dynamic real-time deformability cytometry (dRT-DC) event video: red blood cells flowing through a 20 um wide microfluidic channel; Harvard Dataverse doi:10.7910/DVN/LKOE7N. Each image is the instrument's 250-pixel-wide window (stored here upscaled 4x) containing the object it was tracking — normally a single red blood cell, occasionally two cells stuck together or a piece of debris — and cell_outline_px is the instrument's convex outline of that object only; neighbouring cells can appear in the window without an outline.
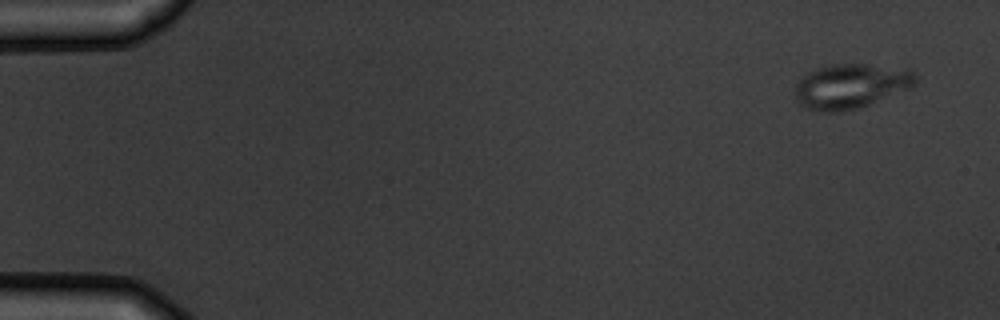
{"species": "common noctule bat (a hibernating species)", "species_latin": "Nyctalus noctula", "temperature_condition": "warm", "stored_images_in_passage": 5, "camera_frame_rate_fps": 3000, "um_per_image_px": 0.085, "animal": {"sex": "male", "body_mass_g": 19.5, "forearm_length_mm": 54.6}, "frame": {"image": 1, "passage_image": 5, "time_ms": 5.333, "image_size_px": [1000, 320], "cell_outline_px": [[920, 76], [916, 84], [912, 88], [860, 108], [840, 112], [824, 112], [804, 108], [796, 100], [796, 84], [808, 72], [816, 68], [832, 64], [868, 64], [908, 68], [916, 72]], "centroid_in_image_um": [72.4, 7.31], "position_along_channel_um": 12.6, "area_um2": 32.02}}